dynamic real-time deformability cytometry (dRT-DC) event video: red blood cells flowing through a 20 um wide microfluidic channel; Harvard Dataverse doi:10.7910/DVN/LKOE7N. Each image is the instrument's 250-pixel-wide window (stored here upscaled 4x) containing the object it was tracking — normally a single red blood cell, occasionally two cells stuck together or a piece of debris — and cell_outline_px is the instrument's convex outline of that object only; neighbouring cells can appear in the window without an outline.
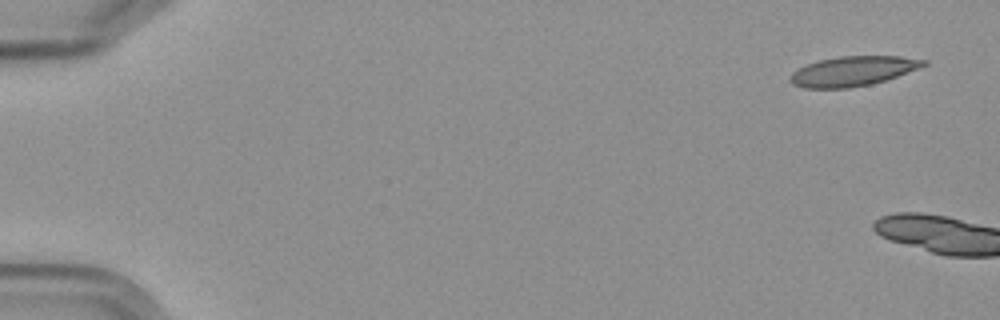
{"species": "Egyptian fruit bat (a non-hibernating species)", "species_latin": "Rousettus aegyptiacus", "temperature_condition": "cold", "stored_images_in_passage": 4, "camera_frame_rate_fps": 3000, "um_per_image_px": 0.085, "frame": {"image": 1, "passage_image": 1, "time_ms": 0.0, "image_size_px": [1000, 320], "cell_outline_px": [[928, 64], [920, 68], [872, 84], [848, 88], [804, 88], [792, 84], [788, 80], [792, 72], [808, 64], [820, 60], [840, 56], [900, 56], [928, 60]], "centroid_in_image_um": [72.51, 6.05], "position_along_channel_um": 12.5, "area_um2": 23.06}}